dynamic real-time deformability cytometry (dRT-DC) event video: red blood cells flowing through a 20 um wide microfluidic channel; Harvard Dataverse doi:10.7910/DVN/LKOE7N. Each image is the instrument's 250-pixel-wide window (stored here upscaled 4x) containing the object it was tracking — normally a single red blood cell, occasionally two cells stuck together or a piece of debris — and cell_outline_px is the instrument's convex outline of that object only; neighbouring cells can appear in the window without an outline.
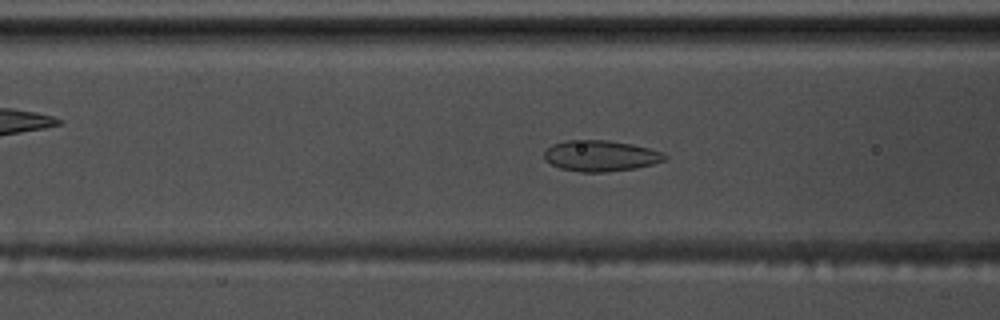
{"species": "common noctule bat (a hibernating species)", "species_latin": "Nyctalus noctula", "temperature_condition": "warm", "stored_images_in_passage": 58, "camera_frame_rate_fps": 3000, "um_per_image_px": 0.085, "animal": {"sex": "male", "body_mass_g": 17.5, "forearm_length_mm": 52.3}, "frame": {"image": 1, "passage_image": 23, "time_ms": 7.333, "image_size_px": [1000, 320], "cell_outline_px": [[668, 156], [664, 160], [652, 164], [636, 168], [604, 172], [580, 172], [560, 168], [544, 160], [544, 152], [552, 144], [564, 140], [608, 140], [632, 144], [664, 152]], "centroid_in_image_um": [51.04, 13.24], "position_along_channel_um": 115.6, "area_um2": 21.79}}
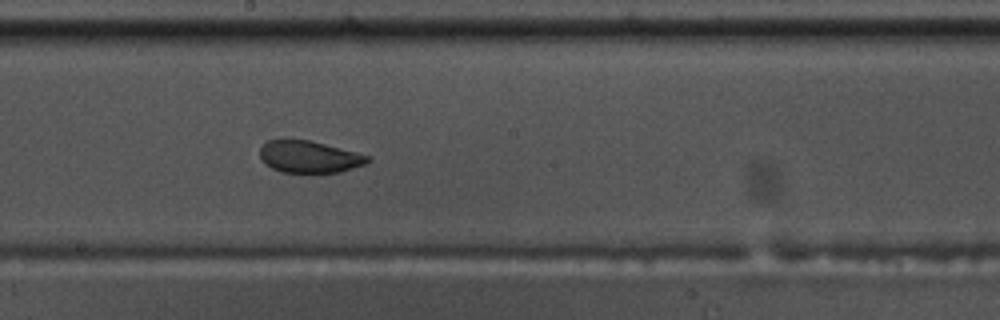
{"frame": {"image": 2, "passage_image": 32, "time_ms": 10.333, "image_size_px": [1000, 320], "cell_outline_px": [[372, 160], [364, 164], [340, 172], [280, 172], [264, 164], [260, 156], [260, 148], [268, 140], [308, 140], [356, 152], [368, 156]], "centroid_in_image_um": [26.26, 13.33], "position_along_channel_um": 221.9, "area_um2": 19.77}}
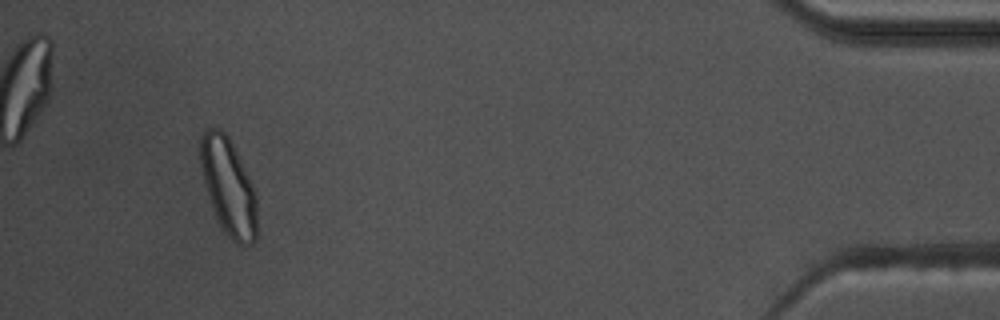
{"frame": {"image": 3, "passage_image": 54, "time_ms": 17.667, "image_size_px": [1000, 320], "cell_outline_px": [[256, 240], [252, 244], [236, 244], [228, 236], [220, 224], [212, 208], [204, 184], [200, 168], [200, 136], [208, 128], [220, 128], [228, 136], [256, 192]], "centroid_in_image_um": [19.4, 15.87], "position_along_channel_um": 415.8, "area_um2": 31.73}, "authors_computed_cell_mechanics": {"area_um2": 23.6402, "velocity_mm_per_s": 3.5674, "shape_relaxation_time_tau1_ms": null, "shape_relaxation_time_tau2_ms": 1.5303, "deformation_change_tau1": null, "deformation_change_tau2": 0.0638}}